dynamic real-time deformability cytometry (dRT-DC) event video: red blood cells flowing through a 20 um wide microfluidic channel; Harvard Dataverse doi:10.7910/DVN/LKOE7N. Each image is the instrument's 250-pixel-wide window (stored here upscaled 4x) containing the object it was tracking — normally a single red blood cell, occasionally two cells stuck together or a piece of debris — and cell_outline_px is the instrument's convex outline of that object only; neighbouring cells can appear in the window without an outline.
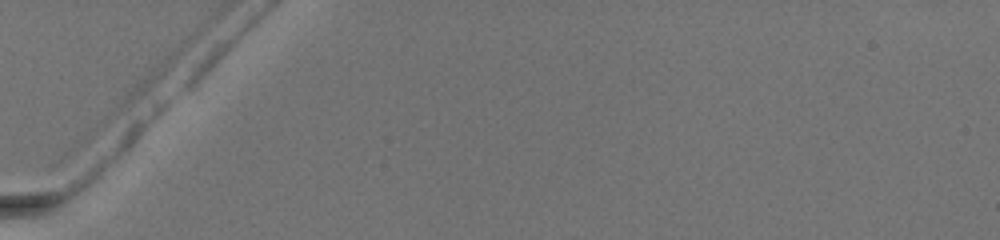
{"species": "common noctule bat (a hibernating species)", "species_latin": "Nyctalus noctula", "temperature_condition": "warm", "stored_images_in_passage": 2, "camera_frame_rate_fps": 3000, "um_per_image_px": 0.085, "animal": {"sex": "female", "body_mass_g": 19.5, "forearm_length_mm": 54.1}, "frame": {"image": 1, "passage_image": 1, "time_ms": 0.0, "image_size_px": [1000, 240], "cell_outline_px": [[144, 124], [140, 132], [132, 144], [92, 184], [84, 188], [72, 188], [72, 180], [80, 168], [132, 124]], "centroid_in_image_um": [8.99, 13.4], "position_along_channel_um": 76.0, "area_um2": 10.46}}